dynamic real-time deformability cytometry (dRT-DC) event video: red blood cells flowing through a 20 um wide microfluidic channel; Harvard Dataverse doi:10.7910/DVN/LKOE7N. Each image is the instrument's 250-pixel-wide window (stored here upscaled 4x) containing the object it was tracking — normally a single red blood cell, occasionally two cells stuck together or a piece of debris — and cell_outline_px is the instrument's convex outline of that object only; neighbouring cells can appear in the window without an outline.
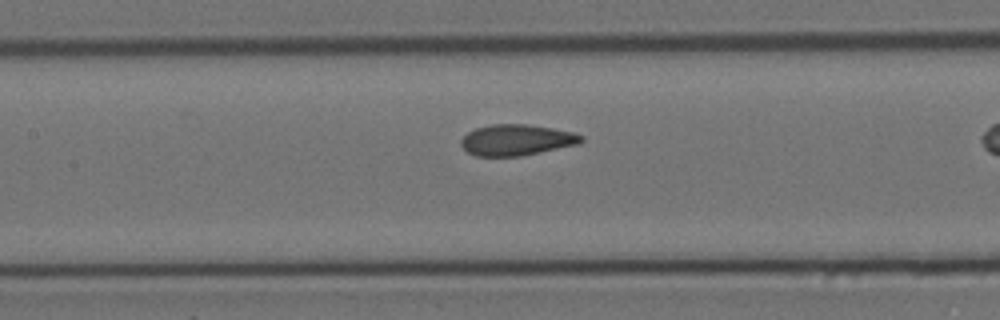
{"species": "Egyptian fruit bat (a non-hibernating species)", "species_latin": "Rousettus aegyptiacus", "temperature_condition": "cold", "stored_images_in_passage": 22, "camera_frame_rate_fps": 3000, "um_per_image_px": 0.085, "animal": {"sex": "female"}, "frame": {"image": 1, "passage_image": 16, "time_ms": 5.0, "image_size_px": [1000, 320], "cell_outline_px": [[584, 140], [580, 144], [520, 156], [476, 156], [468, 152], [460, 144], [460, 140], [468, 132], [476, 128], [492, 124], [524, 124], [552, 128], [572, 132], [584, 136]], "centroid_in_image_um": [43.92, 11.9], "position_along_channel_um": 163.5, "area_um2": 21.68}}
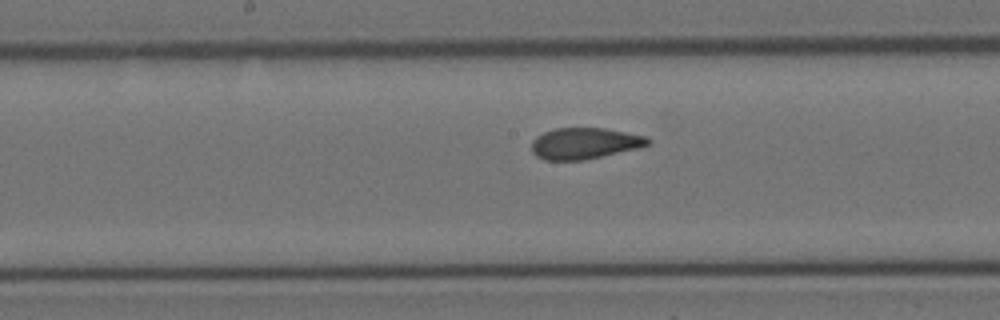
{"frame": {"image": 2, "passage_image": 19, "time_ms": 6.0, "image_size_px": [1000, 320], "cell_outline_px": [[652, 144], [640, 148], [584, 160], [544, 160], [536, 156], [532, 152], [532, 140], [536, 136], [544, 132], [556, 128], [604, 128], [648, 136], [652, 140]], "centroid_in_image_um": [49.74, 12.19], "position_along_channel_um": 198.5, "area_um2": 21.44}}